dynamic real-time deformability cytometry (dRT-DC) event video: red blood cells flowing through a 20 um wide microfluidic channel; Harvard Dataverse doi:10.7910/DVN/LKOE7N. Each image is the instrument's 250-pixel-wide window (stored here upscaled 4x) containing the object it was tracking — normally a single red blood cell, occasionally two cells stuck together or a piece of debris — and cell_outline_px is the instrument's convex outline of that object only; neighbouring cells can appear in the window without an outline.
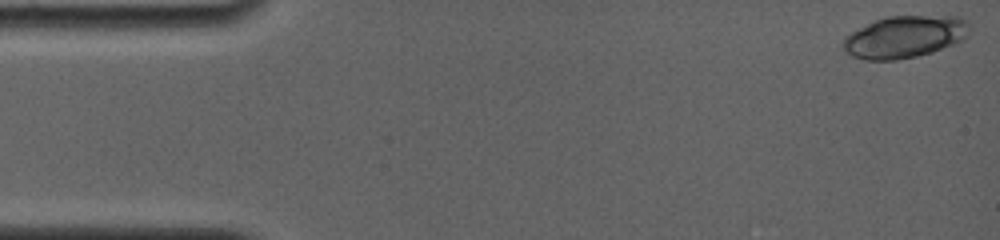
{"species": "common noctule bat (a hibernating species)", "species_latin": "Nyctalus noctula", "temperature_condition": "room temperature", "stored_images_in_passage": 13, "camera_frame_rate_fps": 4000, "um_per_image_px": 0.085, "animal": {"sex": "female", "body_mass_g": 19.0, "forearm_length_mm": 56.7}, "frame": {"image": 1, "passage_image": 1, "time_ms": 0.0, "image_size_px": [1000, 240], "cell_outline_px": [[972, 24], [964, 36], [960, 40], [952, 44], [932, 52], [916, 56], [896, 60], [864, 60], [852, 56], [840, 44], [844, 36], [884, 16], [960, 16], [968, 20]], "centroid_in_image_um": [76.89, 3.12], "position_along_channel_um": 8.1, "area_um2": 30.92}}